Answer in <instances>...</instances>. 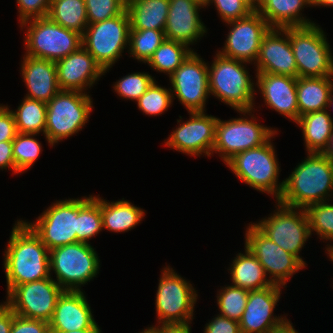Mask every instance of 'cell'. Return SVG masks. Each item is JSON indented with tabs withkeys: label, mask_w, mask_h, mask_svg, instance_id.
Instances as JSON below:
<instances>
[{
	"label": "cell",
	"mask_w": 333,
	"mask_h": 333,
	"mask_svg": "<svg viewBox=\"0 0 333 333\" xmlns=\"http://www.w3.org/2000/svg\"><path fill=\"white\" fill-rule=\"evenodd\" d=\"M49 249L21 219L15 221L4 251L7 295L17 286L50 277Z\"/></svg>",
	"instance_id": "1"
},
{
	"label": "cell",
	"mask_w": 333,
	"mask_h": 333,
	"mask_svg": "<svg viewBox=\"0 0 333 333\" xmlns=\"http://www.w3.org/2000/svg\"><path fill=\"white\" fill-rule=\"evenodd\" d=\"M333 162L325 153L307 152L284 186L277 202L292 208L306 209L309 205L332 201Z\"/></svg>",
	"instance_id": "2"
},
{
	"label": "cell",
	"mask_w": 333,
	"mask_h": 333,
	"mask_svg": "<svg viewBox=\"0 0 333 333\" xmlns=\"http://www.w3.org/2000/svg\"><path fill=\"white\" fill-rule=\"evenodd\" d=\"M214 56L213 63L208 64L210 95L236 111L255 110L257 89L246 68L249 63L224 57L218 52Z\"/></svg>",
	"instance_id": "3"
},
{
	"label": "cell",
	"mask_w": 333,
	"mask_h": 333,
	"mask_svg": "<svg viewBox=\"0 0 333 333\" xmlns=\"http://www.w3.org/2000/svg\"><path fill=\"white\" fill-rule=\"evenodd\" d=\"M272 139L262 146L235 154L225 165L246 185L262 193L280 197L284 180L279 182L280 167Z\"/></svg>",
	"instance_id": "4"
},
{
	"label": "cell",
	"mask_w": 333,
	"mask_h": 333,
	"mask_svg": "<svg viewBox=\"0 0 333 333\" xmlns=\"http://www.w3.org/2000/svg\"><path fill=\"white\" fill-rule=\"evenodd\" d=\"M93 108L89 94L60 90L47 103L44 135L48 145L53 147L81 131L89 121Z\"/></svg>",
	"instance_id": "5"
},
{
	"label": "cell",
	"mask_w": 333,
	"mask_h": 333,
	"mask_svg": "<svg viewBox=\"0 0 333 333\" xmlns=\"http://www.w3.org/2000/svg\"><path fill=\"white\" fill-rule=\"evenodd\" d=\"M50 276L64 290L83 291L100 271V259L95 248L88 243L75 242L50 250Z\"/></svg>",
	"instance_id": "6"
},
{
	"label": "cell",
	"mask_w": 333,
	"mask_h": 333,
	"mask_svg": "<svg viewBox=\"0 0 333 333\" xmlns=\"http://www.w3.org/2000/svg\"><path fill=\"white\" fill-rule=\"evenodd\" d=\"M236 112L243 117L225 121L218 118L216 123L212 155L218 153L224 164L235 154L262 146L278 134V129L257 123L258 117L253 114L255 110Z\"/></svg>",
	"instance_id": "7"
},
{
	"label": "cell",
	"mask_w": 333,
	"mask_h": 333,
	"mask_svg": "<svg viewBox=\"0 0 333 333\" xmlns=\"http://www.w3.org/2000/svg\"><path fill=\"white\" fill-rule=\"evenodd\" d=\"M25 29V55L58 61L82 46V34L51 21L48 17L34 18L20 24Z\"/></svg>",
	"instance_id": "8"
},
{
	"label": "cell",
	"mask_w": 333,
	"mask_h": 333,
	"mask_svg": "<svg viewBox=\"0 0 333 333\" xmlns=\"http://www.w3.org/2000/svg\"><path fill=\"white\" fill-rule=\"evenodd\" d=\"M185 279L170 265L161 270L155 297L157 324L192 323L198 293Z\"/></svg>",
	"instance_id": "9"
},
{
	"label": "cell",
	"mask_w": 333,
	"mask_h": 333,
	"mask_svg": "<svg viewBox=\"0 0 333 333\" xmlns=\"http://www.w3.org/2000/svg\"><path fill=\"white\" fill-rule=\"evenodd\" d=\"M291 48L298 77L333 76V55L320 25L289 27Z\"/></svg>",
	"instance_id": "10"
},
{
	"label": "cell",
	"mask_w": 333,
	"mask_h": 333,
	"mask_svg": "<svg viewBox=\"0 0 333 333\" xmlns=\"http://www.w3.org/2000/svg\"><path fill=\"white\" fill-rule=\"evenodd\" d=\"M130 20L126 9L118 16L88 24L82 34V46L93 56L105 73L129 47Z\"/></svg>",
	"instance_id": "11"
},
{
	"label": "cell",
	"mask_w": 333,
	"mask_h": 333,
	"mask_svg": "<svg viewBox=\"0 0 333 333\" xmlns=\"http://www.w3.org/2000/svg\"><path fill=\"white\" fill-rule=\"evenodd\" d=\"M275 210L268 217L253 224L282 249L297 257L305 266L300 251L311 237L305 209L292 208L275 202Z\"/></svg>",
	"instance_id": "12"
},
{
	"label": "cell",
	"mask_w": 333,
	"mask_h": 333,
	"mask_svg": "<svg viewBox=\"0 0 333 333\" xmlns=\"http://www.w3.org/2000/svg\"><path fill=\"white\" fill-rule=\"evenodd\" d=\"M169 82L173 100L176 96L188 113L206 112L205 107L210 96L208 62H205L195 50L169 76Z\"/></svg>",
	"instance_id": "13"
},
{
	"label": "cell",
	"mask_w": 333,
	"mask_h": 333,
	"mask_svg": "<svg viewBox=\"0 0 333 333\" xmlns=\"http://www.w3.org/2000/svg\"><path fill=\"white\" fill-rule=\"evenodd\" d=\"M64 289L50 276L17 285L4 301L16 315L50 322Z\"/></svg>",
	"instance_id": "14"
},
{
	"label": "cell",
	"mask_w": 333,
	"mask_h": 333,
	"mask_svg": "<svg viewBox=\"0 0 333 333\" xmlns=\"http://www.w3.org/2000/svg\"><path fill=\"white\" fill-rule=\"evenodd\" d=\"M50 250L79 242L77 231V198L57 200L36 221L23 220Z\"/></svg>",
	"instance_id": "15"
},
{
	"label": "cell",
	"mask_w": 333,
	"mask_h": 333,
	"mask_svg": "<svg viewBox=\"0 0 333 333\" xmlns=\"http://www.w3.org/2000/svg\"><path fill=\"white\" fill-rule=\"evenodd\" d=\"M244 242L273 284L286 288L290 278L306 267L297 257L264 235L253 222L246 227Z\"/></svg>",
	"instance_id": "16"
},
{
	"label": "cell",
	"mask_w": 333,
	"mask_h": 333,
	"mask_svg": "<svg viewBox=\"0 0 333 333\" xmlns=\"http://www.w3.org/2000/svg\"><path fill=\"white\" fill-rule=\"evenodd\" d=\"M189 115V120L185 122L182 116H179L178 126L170 133L168 139L164 140V145L189 156L211 157L218 117L205 112H189Z\"/></svg>",
	"instance_id": "17"
},
{
	"label": "cell",
	"mask_w": 333,
	"mask_h": 333,
	"mask_svg": "<svg viewBox=\"0 0 333 333\" xmlns=\"http://www.w3.org/2000/svg\"><path fill=\"white\" fill-rule=\"evenodd\" d=\"M225 24L229 26V32L223 48L217 52L224 57L255 64L262 39L271 28L269 24L257 11Z\"/></svg>",
	"instance_id": "18"
},
{
	"label": "cell",
	"mask_w": 333,
	"mask_h": 333,
	"mask_svg": "<svg viewBox=\"0 0 333 333\" xmlns=\"http://www.w3.org/2000/svg\"><path fill=\"white\" fill-rule=\"evenodd\" d=\"M256 73H269L298 78L289 27L270 28L264 35L255 61Z\"/></svg>",
	"instance_id": "19"
},
{
	"label": "cell",
	"mask_w": 333,
	"mask_h": 333,
	"mask_svg": "<svg viewBox=\"0 0 333 333\" xmlns=\"http://www.w3.org/2000/svg\"><path fill=\"white\" fill-rule=\"evenodd\" d=\"M283 286L273 284L264 289L249 291L248 300L239 321L241 333H267L287 316L274 315Z\"/></svg>",
	"instance_id": "20"
},
{
	"label": "cell",
	"mask_w": 333,
	"mask_h": 333,
	"mask_svg": "<svg viewBox=\"0 0 333 333\" xmlns=\"http://www.w3.org/2000/svg\"><path fill=\"white\" fill-rule=\"evenodd\" d=\"M55 63L60 90L89 94L87 90H91L105 75L102 67L83 46Z\"/></svg>",
	"instance_id": "21"
},
{
	"label": "cell",
	"mask_w": 333,
	"mask_h": 333,
	"mask_svg": "<svg viewBox=\"0 0 333 333\" xmlns=\"http://www.w3.org/2000/svg\"><path fill=\"white\" fill-rule=\"evenodd\" d=\"M201 8L205 6L197 0H169L166 39L184 43L189 48L197 44L208 31L199 14Z\"/></svg>",
	"instance_id": "22"
},
{
	"label": "cell",
	"mask_w": 333,
	"mask_h": 333,
	"mask_svg": "<svg viewBox=\"0 0 333 333\" xmlns=\"http://www.w3.org/2000/svg\"><path fill=\"white\" fill-rule=\"evenodd\" d=\"M85 295V291L64 290L57 300L49 329L53 332L101 329Z\"/></svg>",
	"instance_id": "23"
},
{
	"label": "cell",
	"mask_w": 333,
	"mask_h": 333,
	"mask_svg": "<svg viewBox=\"0 0 333 333\" xmlns=\"http://www.w3.org/2000/svg\"><path fill=\"white\" fill-rule=\"evenodd\" d=\"M255 76L266 108L268 106L295 123L299 119L297 78L269 73H256Z\"/></svg>",
	"instance_id": "24"
},
{
	"label": "cell",
	"mask_w": 333,
	"mask_h": 333,
	"mask_svg": "<svg viewBox=\"0 0 333 333\" xmlns=\"http://www.w3.org/2000/svg\"><path fill=\"white\" fill-rule=\"evenodd\" d=\"M22 60L20 74L28 90L25 97L48 103L60 91L56 63L27 55Z\"/></svg>",
	"instance_id": "25"
},
{
	"label": "cell",
	"mask_w": 333,
	"mask_h": 333,
	"mask_svg": "<svg viewBox=\"0 0 333 333\" xmlns=\"http://www.w3.org/2000/svg\"><path fill=\"white\" fill-rule=\"evenodd\" d=\"M311 8V0H262L256 10L271 28L302 27L316 24L303 17V9Z\"/></svg>",
	"instance_id": "26"
},
{
	"label": "cell",
	"mask_w": 333,
	"mask_h": 333,
	"mask_svg": "<svg viewBox=\"0 0 333 333\" xmlns=\"http://www.w3.org/2000/svg\"><path fill=\"white\" fill-rule=\"evenodd\" d=\"M245 252H239L232 259L228 272L233 286L241 287L248 291L260 290L272 286L259 260L244 246Z\"/></svg>",
	"instance_id": "27"
},
{
	"label": "cell",
	"mask_w": 333,
	"mask_h": 333,
	"mask_svg": "<svg viewBox=\"0 0 333 333\" xmlns=\"http://www.w3.org/2000/svg\"><path fill=\"white\" fill-rule=\"evenodd\" d=\"M100 200V212L102 215L103 230L121 233L134 229L141 224L145 217V210L135 206L129 200H117L109 202L95 195Z\"/></svg>",
	"instance_id": "28"
},
{
	"label": "cell",
	"mask_w": 333,
	"mask_h": 333,
	"mask_svg": "<svg viewBox=\"0 0 333 333\" xmlns=\"http://www.w3.org/2000/svg\"><path fill=\"white\" fill-rule=\"evenodd\" d=\"M302 130L306 152L325 153L329 148L333 117L328 109L310 112L295 122Z\"/></svg>",
	"instance_id": "29"
},
{
	"label": "cell",
	"mask_w": 333,
	"mask_h": 333,
	"mask_svg": "<svg viewBox=\"0 0 333 333\" xmlns=\"http://www.w3.org/2000/svg\"><path fill=\"white\" fill-rule=\"evenodd\" d=\"M333 87V76L298 77L296 92L299 118L310 112L326 110Z\"/></svg>",
	"instance_id": "30"
},
{
	"label": "cell",
	"mask_w": 333,
	"mask_h": 333,
	"mask_svg": "<svg viewBox=\"0 0 333 333\" xmlns=\"http://www.w3.org/2000/svg\"><path fill=\"white\" fill-rule=\"evenodd\" d=\"M169 0H126L130 28L134 30H164Z\"/></svg>",
	"instance_id": "31"
},
{
	"label": "cell",
	"mask_w": 333,
	"mask_h": 333,
	"mask_svg": "<svg viewBox=\"0 0 333 333\" xmlns=\"http://www.w3.org/2000/svg\"><path fill=\"white\" fill-rule=\"evenodd\" d=\"M103 230L100 200L94 196L77 198V231L79 242L90 244L92 238Z\"/></svg>",
	"instance_id": "32"
},
{
	"label": "cell",
	"mask_w": 333,
	"mask_h": 333,
	"mask_svg": "<svg viewBox=\"0 0 333 333\" xmlns=\"http://www.w3.org/2000/svg\"><path fill=\"white\" fill-rule=\"evenodd\" d=\"M15 118L17 133L37 134L45 137L47 103L25 97L16 110H11Z\"/></svg>",
	"instance_id": "33"
},
{
	"label": "cell",
	"mask_w": 333,
	"mask_h": 333,
	"mask_svg": "<svg viewBox=\"0 0 333 333\" xmlns=\"http://www.w3.org/2000/svg\"><path fill=\"white\" fill-rule=\"evenodd\" d=\"M47 17L66 29L83 34L88 26L85 0L50 1Z\"/></svg>",
	"instance_id": "34"
},
{
	"label": "cell",
	"mask_w": 333,
	"mask_h": 333,
	"mask_svg": "<svg viewBox=\"0 0 333 333\" xmlns=\"http://www.w3.org/2000/svg\"><path fill=\"white\" fill-rule=\"evenodd\" d=\"M194 49L186 44L165 39L147 62L148 66L160 73L171 76Z\"/></svg>",
	"instance_id": "35"
},
{
	"label": "cell",
	"mask_w": 333,
	"mask_h": 333,
	"mask_svg": "<svg viewBox=\"0 0 333 333\" xmlns=\"http://www.w3.org/2000/svg\"><path fill=\"white\" fill-rule=\"evenodd\" d=\"M165 39L164 30L130 28L128 53L130 57L146 64Z\"/></svg>",
	"instance_id": "36"
},
{
	"label": "cell",
	"mask_w": 333,
	"mask_h": 333,
	"mask_svg": "<svg viewBox=\"0 0 333 333\" xmlns=\"http://www.w3.org/2000/svg\"><path fill=\"white\" fill-rule=\"evenodd\" d=\"M35 136L37 134L17 133L15 139L12 141L15 174L27 172L40 157L43 151L42 144Z\"/></svg>",
	"instance_id": "37"
},
{
	"label": "cell",
	"mask_w": 333,
	"mask_h": 333,
	"mask_svg": "<svg viewBox=\"0 0 333 333\" xmlns=\"http://www.w3.org/2000/svg\"><path fill=\"white\" fill-rule=\"evenodd\" d=\"M217 292L219 315L240 321L245 310L249 291L233 285H224Z\"/></svg>",
	"instance_id": "38"
},
{
	"label": "cell",
	"mask_w": 333,
	"mask_h": 333,
	"mask_svg": "<svg viewBox=\"0 0 333 333\" xmlns=\"http://www.w3.org/2000/svg\"><path fill=\"white\" fill-rule=\"evenodd\" d=\"M311 236L318 235L321 240L333 241V204L329 201L309 205L306 209Z\"/></svg>",
	"instance_id": "39"
},
{
	"label": "cell",
	"mask_w": 333,
	"mask_h": 333,
	"mask_svg": "<svg viewBox=\"0 0 333 333\" xmlns=\"http://www.w3.org/2000/svg\"><path fill=\"white\" fill-rule=\"evenodd\" d=\"M138 109L149 116H159L172 106L173 96L169 88L158 85L155 80L147 91L136 101Z\"/></svg>",
	"instance_id": "40"
},
{
	"label": "cell",
	"mask_w": 333,
	"mask_h": 333,
	"mask_svg": "<svg viewBox=\"0 0 333 333\" xmlns=\"http://www.w3.org/2000/svg\"><path fill=\"white\" fill-rule=\"evenodd\" d=\"M155 80V77L148 72H135L123 76L112 86L119 97L129 101H137Z\"/></svg>",
	"instance_id": "41"
},
{
	"label": "cell",
	"mask_w": 333,
	"mask_h": 333,
	"mask_svg": "<svg viewBox=\"0 0 333 333\" xmlns=\"http://www.w3.org/2000/svg\"><path fill=\"white\" fill-rule=\"evenodd\" d=\"M88 24H94L120 15L126 9V0H85Z\"/></svg>",
	"instance_id": "42"
},
{
	"label": "cell",
	"mask_w": 333,
	"mask_h": 333,
	"mask_svg": "<svg viewBox=\"0 0 333 333\" xmlns=\"http://www.w3.org/2000/svg\"><path fill=\"white\" fill-rule=\"evenodd\" d=\"M211 4H214L215 10H217L218 16H220L219 18L225 23L242 19L255 11L244 0H208L204 5L205 9Z\"/></svg>",
	"instance_id": "43"
},
{
	"label": "cell",
	"mask_w": 333,
	"mask_h": 333,
	"mask_svg": "<svg viewBox=\"0 0 333 333\" xmlns=\"http://www.w3.org/2000/svg\"><path fill=\"white\" fill-rule=\"evenodd\" d=\"M16 3L19 24L30 19L47 17L50 8L49 0H16Z\"/></svg>",
	"instance_id": "44"
},
{
	"label": "cell",
	"mask_w": 333,
	"mask_h": 333,
	"mask_svg": "<svg viewBox=\"0 0 333 333\" xmlns=\"http://www.w3.org/2000/svg\"><path fill=\"white\" fill-rule=\"evenodd\" d=\"M48 330V322L24 318L15 314L10 333H46Z\"/></svg>",
	"instance_id": "45"
},
{
	"label": "cell",
	"mask_w": 333,
	"mask_h": 333,
	"mask_svg": "<svg viewBox=\"0 0 333 333\" xmlns=\"http://www.w3.org/2000/svg\"><path fill=\"white\" fill-rule=\"evenodd\" d=\"M17 134L15 118L10 106L0 104V142L13 141Z\"/></svg>",
	"instance_id": "46"
},
{
	"label": "cell",
	"mask_w": 333,
	"mask_h": 333,
	"mask_svg": "<svg viewBox=\"0 0 333 333\" xmlns=\"http://www.w3.org/2000/svg\"><path fill=\"white\" fill-rule=\"evenodd\" d=\"M203 333H241L239 322L219 314L205 324Z\"/></svg>",
	"instance_id": "47"
},
{
	"label": "cell",
	"mask_w": 333,
	"mask_h": 333,
	"mask_svg": "<svg viewBox=\"0 0 333 333\" xmlns=\"http://www.w3.org/2000/svg\"><path fill=\"white\" fill-rule=\"evenodd\" d=\"M12 149V141L0 142V169L2 171L9 169L15 174V163Z\"/></svg>",
	"instance_id": "48"
},
{
	"label": "cell",
	"mask_w": 333,
	"mask_h": 333,
	"mask_svg": "<svg viewBox=\"0 0 333 333\" xmlns=\"http://www.w3.org/2000/svg\"><path fill=\"white\" fill-rule=\"evenodd\" d=\"M15 313L3 301L0 303V333H10Z\"/></svg>",
	"instance_id": "49"
},
{
	"label": "cell",
	"mask_w": 333,
	"mask_h": 333,
	"mask_svg": "<svg viewBox=\"0 0 333 333\" xmlns=\"http://www.w3.org/2000/svg\"><path fill=\"white\" fill-rule=\"evenodd\" d=\"M157 333H191V323L156 324Z\"/></svg>",
	"instance_id": "50"
},
{
	"label": "cell",
	"mask_w": 333,
	"mask_h": 333,
	"mask_svg": "<svg viewBox=\"0 0 333 333\" xmlns=\"http://www.w3.org/2000/svg\"><path fill=\"white\" fill-rule=\"evenodd\" d=\"M267 333H299L293 326V323L287 317L277 326H274Z\"/></svg>",
	"instance_id": "51"
},
{
	"label": "cell",
	"mask_w": 333,
	"mask_h": 333,
	"mask_svg": "<svg viewBox=\"0 0 333 333\" xmlns=\"http://www.w3.org/2000/svg\"><path fill=\"white\" fill-rule=\"evenodd\" d=\"M333 7V0H311V7Z\"/></svg>",
	"instance_id": "52"
},
{
	"label": "cell",
	"mask_w": 333,
	"mask_h": 333,
	"mask_svg": "<svg viewBox=\"0 0 333 333\" xmlns=\"http://www.w3.org/2000/svg\"><path fill=\"white\" fill-rule=\"evenodd\" d=\"M100 329H82V330H74L67 332H56V333H101Z\"/></svg>",
	"instance_id": "53"
},
{
	"label": "cell",
	"mask_w": 333,
	"mask_h": 333,
	"mask_svg": "<svg viewBox=\"0 0 333 333\" xmlns=\"http://www.w3.org/2000/svg\"><path fill=\"white\" fill-rule=\"evenodd\" d=\"M249 4L255 11L261 6L262 0H244Z\"/></svg>",
	"instance_id": "54"
},
{
	"label": "cell",
	"mask_w": 333,
	"mask_h": 333,
	"mask_svg": "<svg viewBox=\"0 0 333 333\" xmlns=\"http://www.w3.org/2000/svg\"><path fill=\"white\" fill-rule=\"evenodd\" d=\"M325 154L329 157V159L333 162V129H332V137L329 148L325 151Z\"/></svg>",
	"instance_id": "55"
},
{
	"label": "cell",
	"mask_w": 333,
	"mask_h": 333,
	"mask_svg": "<svg viewBox=\"0 0 333 333\" xmlns=\"http://www.w3.org/2000/svg\"><path fill=\"white\" fill-rule=\"evenodd\" d=\"M325 249L326 255L328 254L330 261L333 262V244H327Z\"/></svg>",
	"instance_id": "56"
},
{
	"label": "cell",
	"mask_w": 333,
	"mask_h": 333,
	"mask_svg": "<svg viewBox=\"0 0 333 333\" xmlns=\"http://www.w3.org/2000/svg\"><path fill=\"white\" fill-rule=\"evenodd\" d=\"M140 333H157L156 329L151 325L150 327H146Z\"/></svg>",
	"instance_id": "57"
},
{
	"label": "cell",
	"mask_w": 333,
	"mask_h": 333,
	"mask_svg": "<svg viewBox=\"0 0 333 333\" xmlns=\"http://www.w3.org/2000/svg\"><path fill=\"white\" fill-rule=\"evenodd\" d=\"M330 107H332V109H333V87L331 88V91H330L327 109H330Z\"/></svg>",
	"instance_id": "58"
},
{
	"label": "cell",
	"mask_w": 333,
	"mask_h": 333,
	"mask_svg": "<svg viewBox=\"0 0 333 333\" xmlns=\"http://www.w3.org/2000/svg\"><path fill=\"white\" fill-rule=\"evenodd\" d=\"M197 1H199L200 3H202L204 5L208 2V0H197Z\"/></svg>",
	"instance_id": "59"
},
{
	"label": "cell",
	"mask_w": 333,
	"mask_h": 333,
	"mask_svg": "<svg viewBox=\"0 0 333 333\" xmlns=\"http://www.w3.org/2000/svg\"><path fill=\"white\" fill-rule=\"evenodd\" d=\"M46 333H56V332H53L49 329Z\"/></svg>",
	"instance_id": "60"
}]
</instances>
